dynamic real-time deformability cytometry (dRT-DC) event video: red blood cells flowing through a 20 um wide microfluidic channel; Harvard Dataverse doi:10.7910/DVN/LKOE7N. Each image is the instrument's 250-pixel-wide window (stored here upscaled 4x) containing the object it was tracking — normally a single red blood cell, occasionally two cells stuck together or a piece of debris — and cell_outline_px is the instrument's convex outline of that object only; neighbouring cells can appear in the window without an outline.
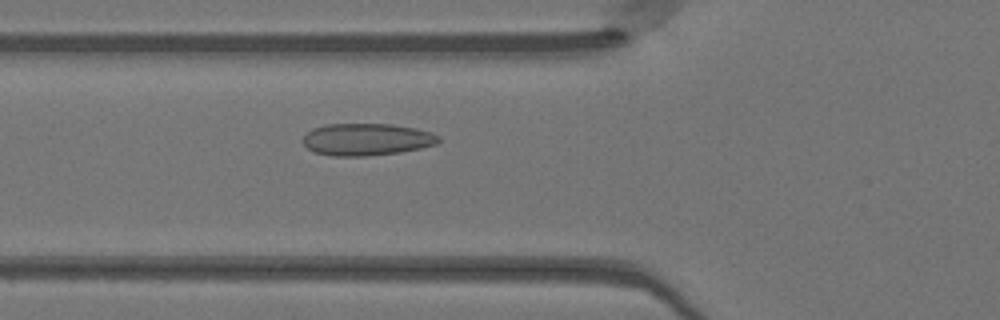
{"species": "Egyptian fruit bat (a non-hibernating species)", "species_latin": "Rousettus aegyptiacus", "temperature_condition": "warm", "stored_images_in_passage": 48, "camera_frame_rate_fps": 3000, "um_per_image_px": 0.085, "animal": {"sex": "female"}, "frame": {"image": 1, "passage_image": 17, "time_ms": 5.333, "image_size_px": [1000, 320], "cell_outline_px": [[440, 140], [436, 144], [420, 148], [400, 152], [364, 156], [332, 156], [316, 152], [308, 148], [300, 140], [312, 128], [324, 124], [392, 124], [416, 128], [432, 132], [440, 136]], "centroid_in_image_um": [31.16, 11.84], "position_along_channel_um": 94.6, "area_um2": 25.49}}
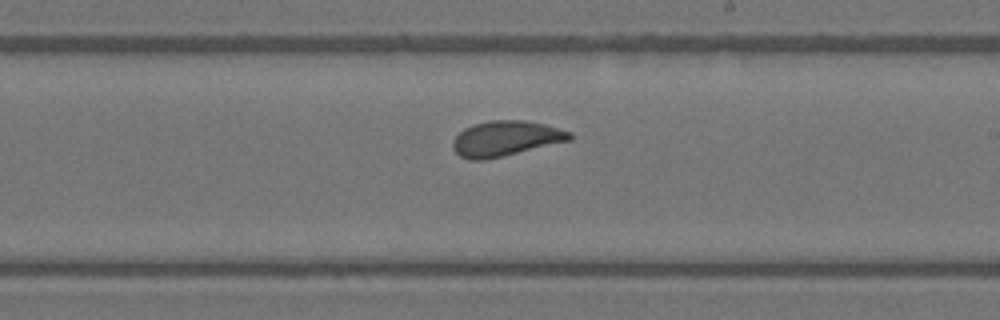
{"frame": {"image": 2, "passage_image": 28, "time_ms": 9.0, "image_size_px": [1000, 320], "cell_outline_px": [[572, 140], [504, 156], [484, 160], [468, 160], [460, 156], [452, 148], [452, 140], [464, 128], [472, 124], [492, 120], [524, 120], [544, 124], [572, 132]], "centroid_in_image_um": [42.97, 11.78], "position_along_channel_um": 246.0, "area_um2": 24.16}}
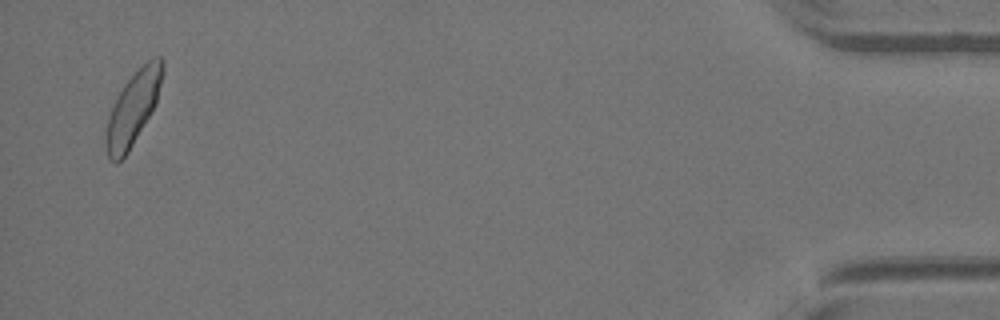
{"frame": {"image": 3, "passage_image": 47, "time_ms": 15.333, "image_size_px": [1000, 320], "cell_outline_px": [[164, 72], [156, 104], [128, 152], [116, 164], [108, 156], [104, 144], [104, 136], [108, 116], [116, 96], [124, 84], [148, 60], [156, 56], [160, 56], [164, 60]], "centroid_in_image_um": [11.3, 9.2], "position_along_channel_um": 423.9, "area_um2": 24.16}, "authors_computed_cell_mechanics": {"area_um2": 24.0737, "velocity_mm_per_s": 4.1203, "shape_relaxation_time_tau1_ms": 4.8579, "shape_relaxation_time_tau2_ms": 0.7045, "deformation_change_tau1": 0.1217, "deformation_change_tau2": 0.056}}